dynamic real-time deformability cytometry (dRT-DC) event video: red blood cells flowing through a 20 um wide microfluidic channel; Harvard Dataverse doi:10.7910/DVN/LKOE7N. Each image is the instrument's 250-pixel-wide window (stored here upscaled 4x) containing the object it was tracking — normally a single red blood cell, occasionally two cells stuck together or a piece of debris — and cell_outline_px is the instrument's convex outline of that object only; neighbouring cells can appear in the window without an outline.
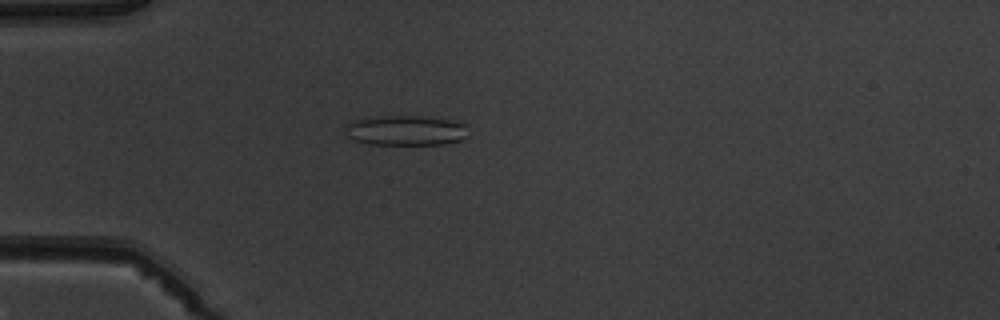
{"species": "common noctule bat (a hibernating species)", "species_latin": "Nyctalus noctula", "temperature_condition": "warm", "stored_images_in_passage": 6, "camera_frame_rate_fps": 3000, "um_per_image_px": 0.085, "animal": {"sex": "male", "body_mass_g": 19.5, "forearm_length_mm": 54.6}, "frame": {"image": 1, "passage_image": 5, "time_ms": 5.667, "image_size_px": [1000, 320], "cell_outline_px": [[464, 124], [460, 140], [444, 144], [368, 144], [352, 140], [344, 132], [344, 128], [352, 120], [364, 116], [416, 116], [448, 120]], "centroid_in_image_um": [34.29, 11.08], "position_along_channel_um": 50.7, "area_um2": 21.21}}